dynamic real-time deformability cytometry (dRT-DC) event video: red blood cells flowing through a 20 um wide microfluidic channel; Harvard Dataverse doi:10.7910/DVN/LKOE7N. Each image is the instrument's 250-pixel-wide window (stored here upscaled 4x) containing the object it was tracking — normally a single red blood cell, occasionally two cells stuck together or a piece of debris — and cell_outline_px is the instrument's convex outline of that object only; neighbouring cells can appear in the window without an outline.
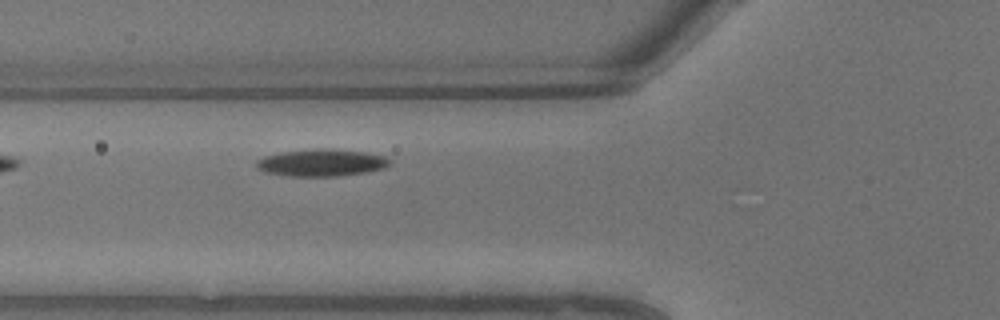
{"species": "common noctule bat (a hibernating species)", "species_latin": "Nyctalus noctula", "temperature_condition": "warm", "stored_images_in_passage": 6, "camera_frame_rate_fps": 3000, "um_per_image_px": 0.085, "animal": {"sex": "male", "body_mass_g": 13.3}, "frame": {"image": 1, "passage_image": 6, "time_ms": 1.667, "image_size_px": [1000, 320], "cell_outline_px": [[392, 164], [384, 168], [364, 172], [336, 176], [288, 176], [264, 172], [256, 168], [256, 160], [264, 156], [280, 152], [324, 148], [364, 152], [384, 156], [392, 160]], "centroid_in_image_um": [27.31, 13.83], "position_along_channel_um": 98.5, "area_um2": 21.04}}